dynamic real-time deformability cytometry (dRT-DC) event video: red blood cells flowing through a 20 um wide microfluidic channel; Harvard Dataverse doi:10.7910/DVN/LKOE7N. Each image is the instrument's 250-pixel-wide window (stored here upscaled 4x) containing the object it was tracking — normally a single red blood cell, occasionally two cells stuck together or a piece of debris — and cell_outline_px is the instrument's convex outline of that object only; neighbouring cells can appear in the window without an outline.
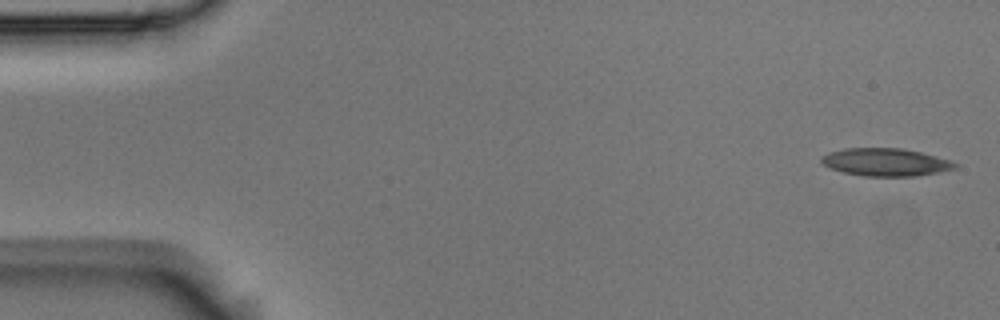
{"species": "Egyptian fruit bat (a non-hibernating species)", "species_latin": "Rousettus aegyptiacus", "temperature_condition": "room temperature", "stored_images_in_passage": 5, "camera_frame_rate_fps": 3000, "um_per_image_px": 0.085, "animal": {"sex": "male"}, "frame": {"image": 1, "passage_image": 1, "time_ms": 0.0, "image_size_px": [1000, 320], "cell_outline_px": [[960, 164], [956, 168], [936, 172], [912, 176], [864, 176], [844, 172], [832, 168], [824, 164], [820, 160], [820, 156], [828, 152], [844, 148], [904, 148], [952, 160]], "centroid_in_image_um": [75.28, 13.77], "position_along_channel_um": 9.7, "area_um2": 21.56}}
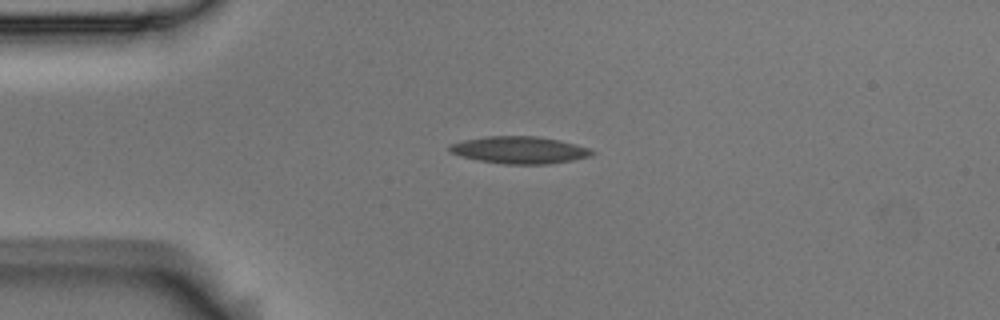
{"frame": {"image": 2, "passage_image": 4, "time_ms": 1.0, "image_size_px": [1000, 320], "cell_outline_px": [[596, 152], [592, 156], [572, 160], [548, 164], [504, 164], [476, 160], [460, 156], [448, 152], [448, 144], [464, 140], [488, 136], [536, 136], [560, 140], [576, 144], [588, 148]], "centroid_in_image_um": [44.13, 12.75], "position_along_channel_um": 40.9, "area_um2": 22.72}}